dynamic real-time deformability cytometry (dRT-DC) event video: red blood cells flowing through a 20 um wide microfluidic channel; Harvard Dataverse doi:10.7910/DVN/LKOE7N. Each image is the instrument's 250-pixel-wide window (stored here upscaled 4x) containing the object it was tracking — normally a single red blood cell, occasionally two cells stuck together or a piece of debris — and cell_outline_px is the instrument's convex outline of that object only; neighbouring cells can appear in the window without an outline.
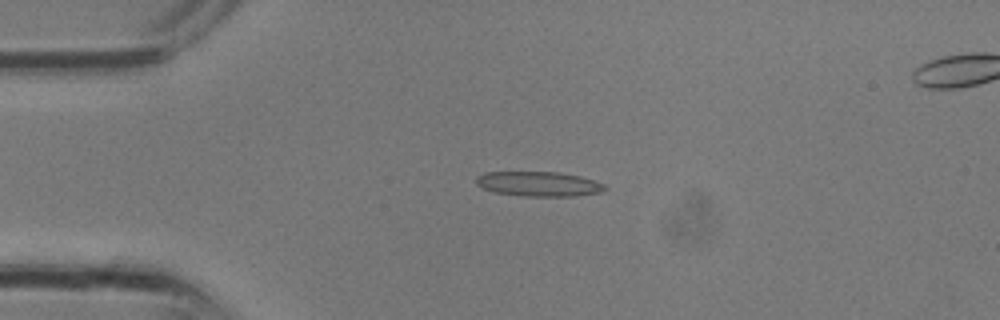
{"species": "common noctule bat (a hibernating species)", "species_latin": "Nyctalus noctula", "temperature_condition": "room temperature", "stored_images_in_passage": 31, "segment_of_instrument_passage": [1, 2], "camera_frame_rate_fps": 3000, "um_per_image_px": 0.085, "animal": {"sex": "male", "body_mass_g": 13.3}, "frame": {"image": 1, "passage_image": 7, "time_ms": 2.0, "image_size_px": [1000, 320], "cell_outline_px": [[604, 188], [596, 192], [568, 196], [536, 196], [496, 192], [484, 188], [476, 180], [480, 176], [488, 172], [556, 172], [576, 176], [592, 180], [600, 184]], "centroid_in_image_um": [45.74, 15.62], "position_along_channel_um": 39.3, "area_um2": 17.4}}
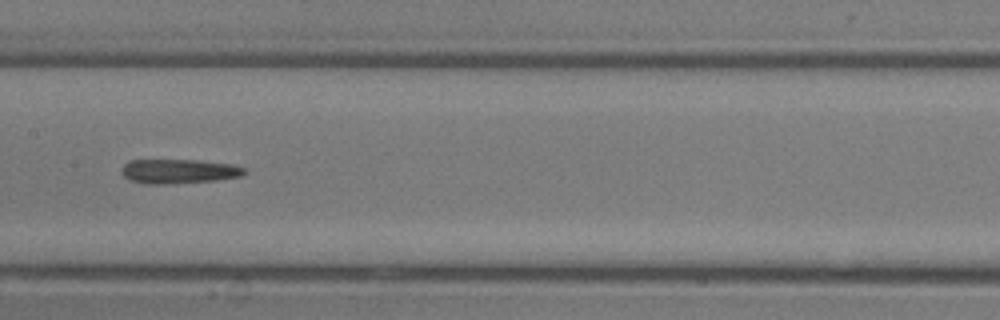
{"frame": {"image": 2, "passage_image": 15, "time_ms": 4.667, "image_size_px": [1000, 320], "cell_outline_px": [[244, 172], [240, 176], [212, 180], [132, 180], [124, 176], [124, 164], [132, 160], [196, 160], [228, 164], [244, 168]], "centroid_in_image_um": [15.27, 14.47], "position_along_channel_um": 192.1, "area_um2": 15.37}}
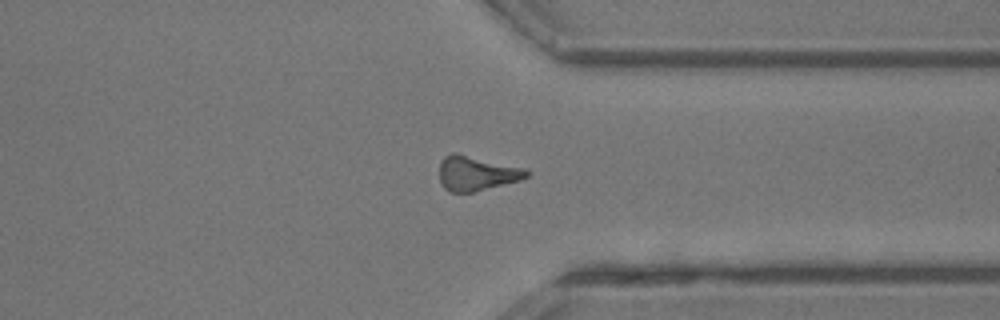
{"frame": {"image": 3, "passage_image": 23, "time_ms": 7.333, "image_size_px": [1000, 320], "cell_outline_px": [[528, 176], [516, 180], [472, 192], [452, 192], [444, 188], [440, 180], [440, 164], [444, 156], [452, 152], [520, 168], [528, 172]], "centroid_in_image_um": [40.4, 14.74], "position_along_channel_um": 371.0, "area_um2": 16.65}}